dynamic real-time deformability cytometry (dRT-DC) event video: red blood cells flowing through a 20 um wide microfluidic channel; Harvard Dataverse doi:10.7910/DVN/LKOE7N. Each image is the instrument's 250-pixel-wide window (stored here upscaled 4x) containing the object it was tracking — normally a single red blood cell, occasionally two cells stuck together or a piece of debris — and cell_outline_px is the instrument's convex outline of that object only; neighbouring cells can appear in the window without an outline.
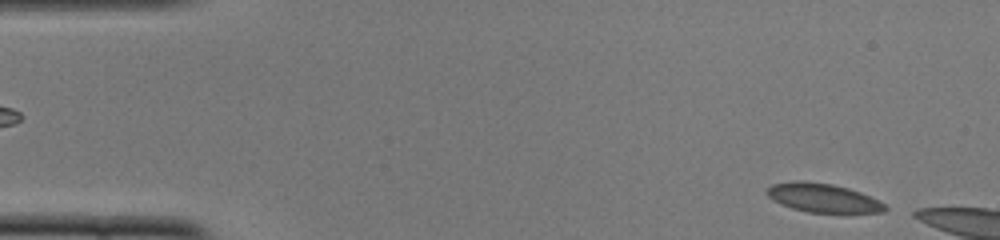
{"species": "common noctule bat (a hibernating species)", "species_latin": "Nyctalus noctula", "temperature_condition": "cold", "stored_images_in_passage": 7, "camera_frame_rate_fps": 3000, "um_per_image_px": 0.085, "animal": {"sex": "female", "body_mass_g": 22.0, "forearm_length_mm": 56.7}, "frame": {"image": 1, "passage_image": 2, "time_ms": 0.333, "image_size_px": [1000, 240], "cell_outline_px": [[888, 208], [884, 212], [808, 212], [792, 208], [780, 204], [768, 196], [764, 192], [772, 184], [796, 180], [804, 180], [832, 184], [848, 188], [860, 192], [884, 204]], "centroid_in_image_um": [69.89, 16.8], "position_along_channel_um": 15.1, "area_um2": 19.65}}